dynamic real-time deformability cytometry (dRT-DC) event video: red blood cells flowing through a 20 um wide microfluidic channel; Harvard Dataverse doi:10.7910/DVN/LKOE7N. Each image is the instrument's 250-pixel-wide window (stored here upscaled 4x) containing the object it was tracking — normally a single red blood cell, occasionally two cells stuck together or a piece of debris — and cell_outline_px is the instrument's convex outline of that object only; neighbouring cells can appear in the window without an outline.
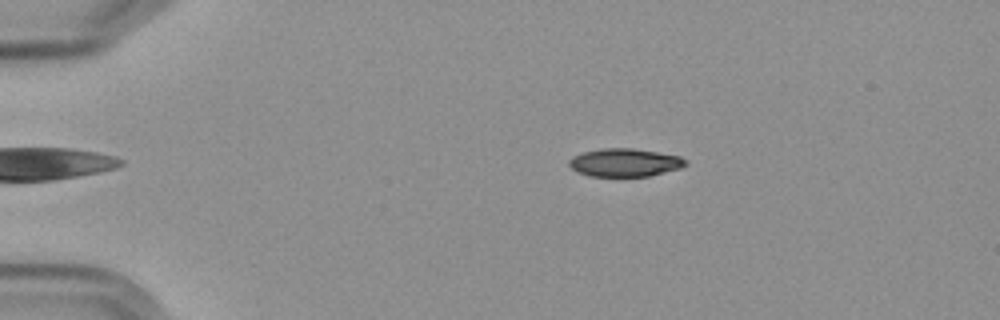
{"species": "Egyptian fruit bat (a non-hibernating species)", "species_latin": "Rousettus aegyptiacus", "temperature_condition": "cold", "stored_images_in_passage": 4, "camera_frame_rate_fps": 3000, "um_per_image_px": 0.085, "frame": {"image": 1, "passage_image": 3, "time_ms": 2.333, "image_size_px": [1000, 320], "cell_outline_px": [[688, 164], [680, 168], [648, 176], [588, 176], [572, 168], [568, 164], [568, 160], [572, 156], [584, 152], [600, 148], [632, 148], [680, 156]], "centroid_in_image_um": [53.08, 13.81], "position_along_channel_um": 31.9, "area_um2": 18.9}}